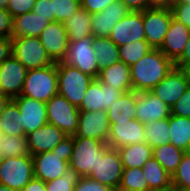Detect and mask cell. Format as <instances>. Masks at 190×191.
<instances>
[{
    "mask_svg": "<svg viewBox=\"0 0 190 191\" xmlns=\"http://www.w3.org/2000/svg\"><path fill=\"white\" fill-rule=\"evenodd\" d=\"M176 68L183 73L188 86L190 87V64L187 65H175Z\"/></svg>",
    "mask_w": 190,
    "mask_h": 191,
    "instance_id": "54",
    "label": "cell"
},
{
    "mask_svg": "<svg viewBox=\"0 0 190 191\" xmlns=\"http://www.w3.org/2000/svg\"><path fill=\"white\" fill-rule=\"evenodd\" d=\"M53 21L64 23L81 8L80 0H51Z\"/></svg>",
    "mask_w": 190,
    "mask_h": 191,
    "instance_id": "40",
    "label": "cell"
},
{
    "mask_svg": "<svg viewBox=\"0 0 190 191\" xmlns=\"http://www.w3.org/2000/svg\"><path fill=\"white\" fill-rule=\"evenodd\" d=\"M184 154L183 150L170 143L152 148V156L171 176L177 170Z\"/></svg>",
    "mask_w": 190,
    "mask_h": 191,
    "instance_id": "33",
    "label": "cell"
},
{
    "mask_svg": "<svg viewBox=\"0 0 190 191\" xmlns=\"http://www.w3.org/2000/svg\"><path fill=\"white\" fill-rule=\"evenodd\" d=\"M171 108L150 91L137 92L136 119L141 123L168 118Z\"/></svg>",
    "mask_w": 190,
    "mask_h": 191,
    "instance_id": "21",
    "label": "cell"
},
{
    "mask_svg": "<svg viewBox=\"0 0 190 191\" xmlns=\"http://www.w3.org/2000/svg\"><path fill=\"white\" fill-rule=\"evenodd\" d=\"M26 136L31 156L51 151L60 141L67 137L62 130L48 122Z\"/></svg>",
    "mask_w": 190,
    "mask_h": 191,
    "instance_id": "22",
    "label": "cell"
},
{
    "mask_svg": "<svg viewBox=\"0 0 190 191\" xmlns=\"http://www.w3.org/2000/svg\"><path fill=\"white\" fill-rule=\"evenodd\" d=\"M93 49L100 70L120 61L118 46L109 37H93Z\"/></svg>",
    "mask_w": 190,
    "mask_h": 191,
    "instance_id": "31",
    "label": "cell"
},
{
    "mask_svg": "<svg viewBox=\"0 0 190 191\" xmlns=\"http://www.w3.org/2000/svg\"><path fill=\"white\" fill-rule=\"evenodd\" d=\"M40 42L54 63L65 59L69 45L66 28L62 22H51L40 34Z\"/></svg>",
    "mask_w": 190,
    "mask_h": 191,
    "instance_id": "14",
    "label": "cell"
},
{
    "mask_svg": "<svg viewBox=\"0 0 190 191\" xmlns=\"http://www.w3.org/2000/svg\"><path fill=\"white\" fill-rule=\"evenodd\" d=\"M171 114L179 117L190 118V87L171 107Z\"/></svg>",
    "mask_w": 190,
    "mask_h": 191,
    "instance_id": "43",
    "label": "cell"
},
{
    "mask_svg": "<svg viewBox=\"0 0 190 191\" xmlns=\"http://www.w3.org/2000/svg\"><path fill=\"white\" fill-rule=\"evenodd\" d=\"M110 123L107 112L84 111L79 112L77 137L95 138L105 143L108 142Z\"/></svg>",
    "mask_w": 190,
    "mask_h": 191,
    "instance_id": "13",
    "label": "cell"
},
{
    "mask_svg": "<svg viewBox=\"0 0 190 191\" xmlns=\"http://www.w3.org/2000/svg\"><path fill=\"white\" fill-rule=\"evenodd\" d=\"M32 158L34 164V177L45 183L62 177L69 167V162L65 161V156H61L52 151L32 155Z\"/></svg>",
    "mask_w": 190,
    "mask_h": 191,
    "instance_id": "18",
    "label": "cell"
},
{
    "mask_svg": "<svg viewBox=\"0 0 190 191\" xmlns=\"http://www.w3.org/2000/svg\"><path fill=\"white\" fill-rule=\"evenodd\" d=\"M12 55V40L0 37V64Z\"/></svg>",
    "mask_w": 190,
    "mask_h": 191,
    "instance_id": "49",
    "label": "cell"
},
{
    "mask_svg": "<svg viewBox=\"0 0 190 191\" xmlns=\"http://www.w3.org/2000/svg\"><path fill=\"white\" fill-rule=\"evenodd\" d=\"M91 18V13L80 8L63 23L66 28L69 42H75L83 37L92 36Z\"/></svg>",
    "mask_w": 190,
    "mask_h": 191,
    "instance_id": "29",
    "label": "cell"
},
{
    "mask_svg": "<svg viewBox=\"0 0 190 191\" xmlns=\"http://www.w3.org/2000/svg\"><path fill=\"white\" fill-rule=\"evenodd\" d=\"M188 87L183 73L174 67L150 92L171 108Z\"/></svg>",
    "mask_w": 190,
    "mask_h": 191,
    "instance_id": "20",
    "label": "cell"
},
{
    "mask_svg": "<svg viewBox=\"0 0 190 191\" xmlns=\"http://www.w3.org/2000/svg\"><path fill=\"white\" fill-rule=\"evenodd\" d=\"M97 79L119 91L128 92L132 90L130 66L122 61L100 70Z\"/></svg>",
    "mask_w": 190,
    "mask_h": 191,
    "instance_id": "25",
    "label": "cell"
},
{
    "mask_svg": "<svg viewBox=\"0 0 190 191\" xmlns=\"http://www.w3.org/2000/svg\"><path fill=\"white\" fill-rule=\"evenodd\" d=\"M172 17V11L169 9L147 8L143 11L145 40L153 49L162 46Z\"/></svg>",
    "mask_w": 190,
    "mask_h": 191,
    "instance_id": "10",
    "label": "cell"
},
{
    "mask_svg": "<svg viewBox=\"0 0 190 191\" xmlns=\"http://www.w3.org/2000/svg\"><path fill=\"white\" fill-rule=\"evenodd\" d=\"M123 93L124 91H119L100 82L98 79H94L89 84L78 109L84 111L104 110L107 112Z\"/></svg>",
    "mask_w": 190,
    "mask_h": 191,
    "instance_id": "11",
    "label": "cell"
},
{
    "mask_svg": "<svg viewBox=\"0 0 190 191\" xmlns=\"http://www.w3.org/2000/svg\"><path fill=\"white\" fill-rule=\"evenodd\" d=\"M116 0H80L81 8L89 13H98Z\"/></svg>",
    "mask_w": 190,
    "mask_h": 191,
    "instance_id": "48",
    "label": "cell"
},
{
    "mask_svg": "<svg viewBox=\"0 0 190 191\" xmlns=\"http://www.w3.org/2000/svg\"><path fill=\"white\" fill-rule=\"evenodd\" d=\"M131 10L121 0H116L101 12L93 13L91 30L93 37H108L115 25Z\"/></svg>",
    "mask_w": 190,
    "mask_h": 191,
    "instance_id": "17",
    "label": "cell"
},
{
    "mask_svg": "<svg viewBox=\"0 0 190 191\" xmlns=\"http://www.w3.org/2000/svg\"><path fill=\"white\" fill-rule=\"evenodd\" d=\"M21 125V113L16 102L11 99L0 114V131L2 135L26 136Z\"/></svg>",
    "mask_w": 190,
    "mask_h": 191,
    "instance_id": "30",
    "label": "cell"
},
{
    "mask_svg": "<svg viewBox=\"0 0 190 191\" xmlns=\"http://www.w3.org/2000/svg\"><path fill=\"white\" fill-rule=\"evenodd\" d=\"M169 117L144 123L145 142L152 148L170 142Z\"/></svg>",
    "mask_w": 190,
    "mask_h": 191,
    "instance_id": "34",
    "label": "cell"
},
{
    "mask_svg": "<svg viewBox=\"0 0 190 191\" xmlns=\"http://www.w3.org/2000/svg\"><path fill=\"white\" fill-rule=\"evenodd\" d=\"M74 148L69 167L75 170L81 177L89 176L96 168L99 160V151L107 143L87 137H77L73 135Z\"/></svg>",
    "mask_w": 190,
    "mask_h": 191,
    "instance_id": "4",
    "label": "cell"
},
{
    "mask_svg": "<svg viewBox=\"0 0 190 191\" xmlns=\"http://www.w3.org/2000/svg\"><path fill=\"white\" fill-rule=\"evenodd\" d=\"M56 69L58 94L65 97L72 105L79 107L89 84L94 78L63 61L56 63Z\"/></svg>",
    "mask_w": 190,
    "mask_h": 191,
    "instance_id": "3",
    "label": "cell"
},
{
    "mask_svg": "<svg viewBox=\"0 0 190 191\" xmlns=\"http://www.w3.org/2000/svg\"><path fill=\"white\" fill-rule=\"evenodd\" d=\"M120 61L126 65L131 66L138 62L153 48L149 45L146 40H139L129 44H125L118 47Z\"/></svg>",
    "mask_w": 190,
    "mask_h": 191,
    "instance_id": "37",
    "label": "cell"
},
{
    "mask_svg": "<svg viewBox=\"0 0 190 191\" xmlns=\"http://www.w3.org/2000/svg\"><path fill=\"white\" fill-rule=\"evenodd\" d=\"M179 1L182 2V3H187V4L190 5V0H179Z\"/></svg>",
    "mask_w": 190,
    "mask_h": 191,
    "instance_id": "58",
    "label": "cell"
},
{
    "mask_svg": "<svg viewBox=\"0 0 190 191\" xmlns=\"http://www.w3.org/2000/svg\"><path fill=\"white\" fill-rule=\"evenodd\" d=\"M170 144L187 152L190 140V118L169 116Z\"/></svg>",
    "mask_w": 190,
    "mask_h": 191,
    "instance_id": "32",
    "label": "cell"
},
{
    "mask_svg": "<svg viewBox=\"0 0 190 191\" xmlns=\"http://www.w3.org/2000/svg\"><path fill=\"white\" fill-rule=\"evenodd\" d=\"M32 12L53 22V7L51 0H36Z\"/></svg>",
    "mask_w": 190,
    "mask_h": 191,
    "instance_id": "46",
    "label": "cell"
},
{
    "mask_svg": "<svg viewBox=\"0 0 190 191\" xmlns=\"http://www.w3.org/2000/svg\"><path fill=\"white\" fill-rule=\"evenodd\" d=\"M0 191H16V190L11 189V188L8 187V186H4V185H1V184H0Z\"/></svg>",
    "mask_w": 190,
    "mask_h": 191,
    "instance_id": "56",
    "label": "cell"
},
{
    "mask_svg": "<svg viewBox=\"0 0 190 191\" xmlns=\"http://www.w3.org/2000/svg\"><path fill=\"white\" fill-rule=\"evenodd\" d=\"M190 64V38L187 41L185 50L181 57L175 62V65H187Z\"/></svg>",
    "mask_w": 190,
    "mask_h": 191,
    "instance_id": "53",
    "label": "cell"
},
{
    "mask_svg": "<svg viewBox=\"0 0 190 191\" xmlns=\"http://www.w3.org/2000/svg\"><path fill=\"white\" fill-rule=\"evenodd\" d=\"M144 133V124L136 118L128 121H116V124H110L107 144L113 149H118L130 144L144 143Z\"/></svg>",
    "mask_w": 190,
    "mask_h": 191,
    "instance_id": "16",
    "label": "cell"
},
{
    "mask_svg": "<svg viewBox=\"0 0 190 191\" xmlns=\"http://www.w3.org/2000/svg\"><path fill=\"white\" fill-rule=\"evenodd\" d=\"M173 18L190 29V5L179 0L171 9Z\"/></svg>",
    "mask_w": 190,
    "mask_h": 191,
    "instance_id": "44",
    "label": "cell"
},
{
    "mask_svg": "<svg viewBox=\"0 0 190 191\" xmlns=\"http://www.w3.org/2000/svg\"><path fill=\"white\" fill-rule=\"evenodd\" d=\"M11 99L6 96L5 94H3L2 92H0V114L2 113V111L4 110L5 106L8 104V102Z\"/></svg>",
    "mask_w": 190,
    "mask_h": 191,
    "instance_id": "55",
    "label": "cell"
},
{
    "mask_svg": "<svg viewBox=\"0 0 190 191\" xmlns=\"http://www.w3.org/2000/svg\"><path fill=\"white\" fill-rule=\"evenodd\" d=\"M172 189L174 191H184L190 189V154L182 156L177 170L171 176Z\"/></svg>",
    "mask_w": 190,
    "mask_h": 191,
    "instance_id": "38",
    "label": "cell"
},
{
    "mask_svg": "<svg viewBox=\"0 0 190 191\" xmlns=\"http://www.w3.org/2000/svg\"><path fill=\"white\" fill-rule=\"evenodd\" d=\"M13 100L16 102L21 113V126L25 129V135L47 123L45 102L21 95Z\"/></svg>",
    "mask_w": 190,
    "mask_h": 191,
    "instance_id": "19",
    "label": "cell"
},
{
    "mask_svg": "<svg viewBox=\"0 0 190 191\" xmlns=\"http://www.w3.org/2000/svg\"><path fill=\"white\" fill-rule=\"evenodd\" d=\"M80 177L75 170L68 167L62 177L45 183L46 191H74Z\"/></svg>",
    "mask_w": 190,
    "mask_h": 191,
    "instance_id": "39",
    "label": "cell"
},
{
    "mask_svg": "<svg viewBox=\"0 0 190 191\" xmlns=\"http://www.w3.org/2000/svg\"><path fill=\"white\" fill-rule=\"evenodd\" d=\"M131 12H142L149 8V0H121Z\"/></svg>",
    "mask_w": 190,
    "mask_h": 191,
    "instance_id": "50",
    "label": "cell"
},
{
    "mask_svg": "<svg viewBox=\"0 0 190 191\" xmlns=\"http://www.w3.org/2000/svg\"><path fill=\"white\" fill-rule=\"evenodd\" d=\"M56 94H58L56 63L43 68L27 70L21 96L46 103Z\"/></svg>",
    "mask_w": 190,
    "mask_h": 191,
    "instance_id": "2",
    "label": "cell"
},
{
    "mask_svg": "<svg viewBox=\"0 0 190 191\" xmlns=\"http://www.w3.org/2000/svg\"><path fill=\"white\" fill-rule=\"evenodd\" d=\"M108 37L118 47L135 41L145 40L143 11L130 12L115 25Z\"/></svg>",
    "mask_w": 190,
    "mask_h": 191,
    "instance_id": "15",
    "label": "cell"
},
{
    "mask_svg": "<svg viewBox=\"0 0 190 191\" xmlns=\"http://www.w3.org/2000/svg\"><path fill=\"white\" fill-rule=\"evenodd\" d=\"M63 62L97 79L100 68L93 49V36H86L78 41L69 42Z\"/></svg>",
    "mask_w": 190,
    "mask_h": 191,
    "instance_id": "8",
    "label": "cell"
},
{
    "mask_svg": "<svg viewBox=\"0 0 190 191\" xmlns=\"http://www.w3.org/2000/svg\"><path fill=\"white\" fill-rule=\"evenodd\" d=\"M12 55L27 69L43 68L54 64L39 37L11 38Z\"/></svg>",
    "mask_w": 190,
    "mask_h": 191,
    "instance_id": "6",
    "label": "cell"
},
{
    "mask_svg": "<svg viewBox=\"0 0 190 191\" xmlns=\"http://www.w3.org/2000/svg\"><path fill=\"white\" fill-rule=\"evenodd\" d=\"M119 188L126 191H152L144 177L142 168H123Z\"/></svg>",
    "mask_w": 190,
    "mask_h": 191,
    "instance_id": "36",
    "label": "cell"
},
{
    "mask_svg": "<svg viewBox=\"0 0 190 191\" xmlns=\"http://www.w3.org/2000/svg\"><path fill=\"white\" fill-rule=\"evenodd\" d=\"M80 110L65 97L56 94L46 102L47 122L55 125L67 136H73L78 130Z\"/></svg>",
    "mask_w": 190,
    "mask_h": 191,
    "instance_id": "7",
    "label": "cell"
},
{
    "mask_svg": "<svg viewBox=\"0 0 190 191\" xmlns=\"http://www.w3.org/2000/svg\"><path fill=\"white\" fill-rule=\"evenodd\" d=\"M27 69L13 56L0 64V92L14 99L21 95Z\"/></svg>",
    "mask_w": 190,
    "mask_h": 191,
    "instance_id": "12",
    "label": "cell"
},
{
    "mask_svg": "<svg viewBox=\"0 0 190 191\" xmlns=\"http://www.w3.org/2000/svg\"><path fill=\"white\" fill-rule=\"evenodd\" d=\"M20 191H46L45 182L40 179L33 178L24 188Z\"/></svg>",
    "mask_w": 190,
    "mask_h": 191,
    "instance_id": "51",
    "label": "cell"
},
{
    "mask_svg": "<svg viewBox=\"0 0 190 191\" xmlns=\"http://www.w3.org/2000/svg\"><path fill=\"white\" fill-rule=\"evenodd\" d=\"M9 0H0V8L6 9Z\"/></svg>",
    "mask_w": 190,
    "mask_h": 191,
    "instance_id": "57",
    "label": "cell"
},
{
    "mask_svg": "<svg viewBox=\"0 0 190 191\" xmlns=\"http://www.w3.org/2000/svg\"><path fill=\"white\" fill-rule=\"evenodd\" d=\"M178 0H149V8L171 10Z\"/></svg>",
    "mask_w": 190,
    "mask_h": 191,
    "instance_id": "52",
    "label": "cell"
},
{
    "mask_svg": "<svg viewBox=\"0 0 190 191\" xmlns=\"http://www.w3.org/2000/svg\"><path fill=\"white\" fill-rule=\"evenodd\" d=\"M36 0H9L6 7L11 17L22 15L27 12H32Z\"/></svg>",
    "mask_w": 190,
    "mask_h": 191,
    "instance_id": "41",
    "label": "cell"
},
{
    "mask_svg": "<svg viewBox=\"0 0 190 191\" xmlns=\"http://www.w3.org/2000/svg\"><path fill=\"white\" fill-rule=\"evenodd\" d=\"M113 191H126V190H123V189L118 187V188L114 189Z\"/></svg>",
    "mask_w": 190,
    "mask_h": 191,
    "instance_id": "59",
    "label": "cell"
},
{
    "mask_svg": "<svg viewBox=\"0 0 190 191\" xmlns=\"http://www.w3.org/2000/svg\"><path fill=\"white\" fill-rule=\"evenodd\" d=\"M174 67L175 63L160 49H152L130 66L132 90L151 91Z\"/></svg>",
    "mask_w": 190,
    "mask_h": 191,
    "instance_id": "1",
    "label": "cell"
},
{
    "mask_svg": "<svg viewBox=\"0 0 190 191\" xmlns=\"http://www.w3.org/2000/svg\"><path fill=\"white\" fill-rule=\"evenodd\" d=\"M144 177L152 191H172L171 175L152 156L142 167Z\"/></svg>",
    "mask_w": 190,
    "mask_h": 191,
    "instance_id": "27",
    "label": "cell"
},
{
    "mask_svg": "<svg viewBox=\"0 0 190 191\" xmlns=\"http://www.w3.org/2000/svg\"><path fill=\"white\" fill-rule=\"evenodd\" d=\"M34 178L32 156L5 157L0 161V184L20 191Z\"/></svg>",
    "mask_w": 190,
    "mask_h": 191,
    "instance_id": "5",
    "label": "cell"
},
{
    "mask_svg": "<svg viewBox=\"0 0 190 191\" xmlns=\"http://www.w3.org/2000/svg\"><path fill=\"white\" fill-rule=\"evenodd\" d=\"M186 153H189L190 154V140H189V145H188V149H187V152Z\"/></svg>",
    "mask_w": 190,
    "mask_h": 191,
    "instance_id": "60",
    "label": "cell"
},
{
    "mask_svg": "<svg viewBox=\"0 0 190 191\" xmlns=\"http://www.w3.org/2000/svg\"><path fill=\"white\" fill-rule=\"evenodd\" d=\"M0 149L4 158L31 155L27 136L2 135Z\"/></svg>",
    "mask_w": 190,
    "mask_h": 191,
    "instance_id": "35",
    "label": "cell"
},
{
    "mask_svg": "<svg viewBox=\"0 0 190 191\" xmlns=\"http://www.w3.org/2000/svg\"><path fill=\"white\" fill-rule=\"evenodd\" d=\"M123 168H142L152 157V147L146 142L122 146L117 149Z\"/></svg>",
    "mask_w": 190,
    "mask_h": 191,
    "instance_id": "28",
    "label": "cell"
},
{
    "mask_svg": "<svg viewBox=\"0 0 190 191\" xmlns=\"http://www.w3.org/2000/svg\"><path fill=\"white\" fill-rule=\"evenodd\" d=\"M137 92L134 90L124 92L107 111L110 124L116 121H128L136 118Z\"/></svg>",
    "mask_w": 190,
    "mask_h": 191,
    "instance_id": "26",
    "label": "cell"
},
{
    "mask_svg": "<svg viewBox=\"0 0 190 191\" xmlns=\"http://www.w3.org/2000/svg\"><path fill=\"white\" fill-rule=\"evenodd\" d=\"M51 23L44 17L27 12L13 18L11 38L26 36L39 37L41 32Z\"/></svg>",
    "mask_w": 190,
    "mask_h": 191,
    "instance_id": "24",
    "label": "cell"
},
{
    "mask_svg": "<svg viewBox=\"0 0 190 191\" xmlns=\"http://www.w3.org/2000/svg\"><path fill=\"white\" fill-rule=\"evenodd\" d=\"M3 158H4V157H3L2 153H1V149H0V161H1Z\"/></svg>",
    "mask_w": 190,
    "mask_h": 191,
    "instance_id": "61",
    "label": "cell"
},
{
    "mask_svg": "<svg viewBox=\"0 0 190 191\" xmlns=\"http://www.w3.org/2000/svg\"><path fill=\"white\" fill-rule=\"evenodd\" d=\"M189 38L190 29L172 17L169 29L159 49L175 63L184 52Z\"/></svg>",
    "mask_w": 190,
    "mask_h": 191,
    "instance_id": "23",
    "label": "cell"
},
{
    "mask_svg": "<svg viewBox=\"0 0 190 191\" xmlns=\"http://www.w3.org/2000/svg\"><path fill=\"white\" fill-rule=\"evenodd\" d=\"M74 138L73 136L65 137L60 143L55 146L51 151L56 152L61 156H65V161L69 162L73 153Z\"/></svg>",
    "mask_w": 190,
    "mask_h": 191,
    "instance_id": "45",
    "label": "cell"
},
{
    "mask_svg": "<svg viewBox=\"0 0 190 191\" xmlns=\"http://www.w3.org/2000/svg\"><path fill=\"white\" fill-rule=\"evenodd\" d=\"M122 172L123 166L118 150L107 144L99 151L98 164L89 177L114 190L120 185Z\"/></svg>",
    "mask_w": 190,
    "mask_h": 191,
    "instance_id": "9",
    "label": "cell"
},
{
    "mask_svg": "<svg viewBox=\"0 0 190 191\" xmlns=\"http://www.w3.org/2000/svg\"><path fill=\"white\" fill-rule=\"evenodd\" d=\"M74 191H113L107 185H103L89 176L80 177L75 185Z\"/></svg>",
    "mask_w": 190,
    "mask_h": 191,
    "instance_id": "42",
    "label": "cell"
},
{
    "mask_svg": "<svg viewBox=\"0 0 190 191\" xmlns=\"http://www.w3.org/2000/svg\"><path fill=\"white\" fill-rule=\"evenodd\" d=\"M13 18L7 9L0 8V37L11 38Z\"/></svg>",
    "mask_w": 190,
    "mask_h": 191,
    "instance_id": "47",
    "label": "cell"
}]
</instances>
